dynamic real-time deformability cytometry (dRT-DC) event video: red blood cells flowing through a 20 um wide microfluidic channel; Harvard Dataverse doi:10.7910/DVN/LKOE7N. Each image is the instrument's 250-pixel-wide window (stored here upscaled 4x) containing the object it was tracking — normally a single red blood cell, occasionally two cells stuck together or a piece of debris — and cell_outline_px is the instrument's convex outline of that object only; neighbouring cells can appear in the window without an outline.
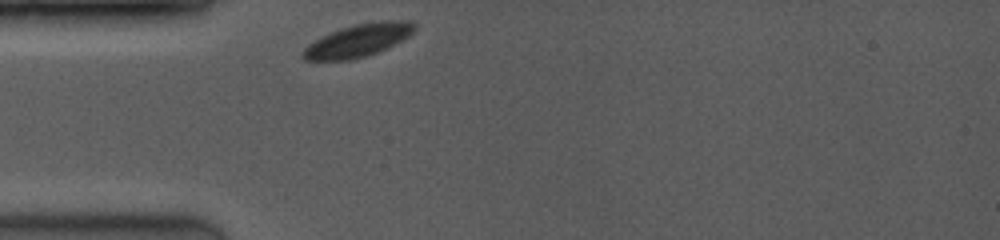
{"species": "common noctule bat (a hibernating species)", "species_latin": "Nyctalus noctula", "temperature_condition": "room temperature", "stored_images_in_passage": 3, "camera_frame_rate_fps": 3500, "um_per_image_px": 0.085, "animal": {"sex": "female", "body_mass_g": 19.0, "forearm_length_mm": 53.3}, "frame": {"image": 1, "passage_image": 1, "time_ms": 0.0, "image_size_px": [1000, 240], "cell_outline_px": [[416, 28], [408, 36], [376, 52], [352, 60], [304, 60], [300, 56], [300, 52], [308, 44], [332, 32], [356, 24], [384, 20], [412, 20], [416, 24]], "centroid_in_image_um": [30.43, 3.44], "position_along_channel_um": 54.6, "area_um2": 20.87}}